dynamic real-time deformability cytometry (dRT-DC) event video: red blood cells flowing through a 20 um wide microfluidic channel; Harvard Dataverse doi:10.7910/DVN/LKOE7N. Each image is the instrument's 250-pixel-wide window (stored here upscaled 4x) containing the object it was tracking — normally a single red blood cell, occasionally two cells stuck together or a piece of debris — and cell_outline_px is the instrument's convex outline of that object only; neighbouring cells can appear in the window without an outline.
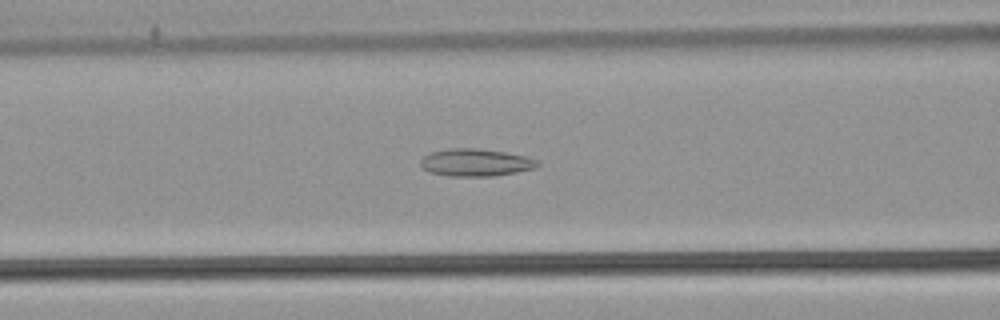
{"species": "common noctule bat (a hibernating species)", "species_latin": "Nyctalus noctula", "temperature_condition": "warm", "stored_images_in_passage": 54, "camera_frame_rate_fps": 3000, "um_per_image_px": 0.085, "animal": {"sex": "male", "body_mass_g": 21.5, "forearm_length_mm": 52.0}, "frame": {"image": 1, "passage_image": 23, "time_ms": 7.333, "image_size_px": [1000, 320], "cell_outline_px": [[540, 164], [536, 168], [516, 172], [492, 176], [448, 176], [428, 172], [420, 164], [420, 160], [424, 156], [432, 152], [448, 148], [476, 148], [504, 152], [528, 156], [540, 160]], "centroid_in_image_um": [40.46, 13.81], "position_along_channel_um": 126.1, "area_um2": 18.84}}
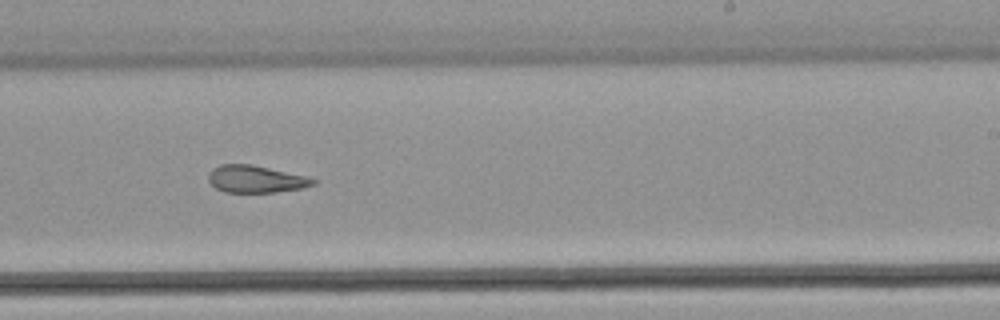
{"frame": {"image": 2, "passage_image": 34, "time_ms": 11.0, "image_size_px": [1000, 320], "cell_outline_px": [[316, 184], [300, 188], [276, 192], [224, 192], [216, 188], [208, 180], [208, 176], [212, 168], [220, 164], [248, 164], [268, 168], [304, 176], [316, 180]], "centroid_in_image_um": [21.69, 15.22], "position_along_channel_um": 267.3, "area_um2": 16.3}}
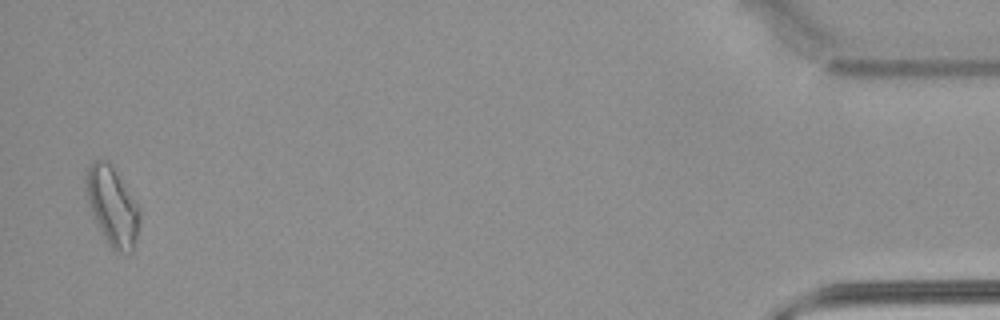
{"frame": {"image": 3, "passage_image": 53, "time_ms": 17.333, "image_size_px": [1000, 320], "cell_outline_px": [[140, 220], [132, 252], [112, 252], [104, 240], [92, 212], [88, 200], [84, 180], [84, 176], [92, 160], [108, 160], [112, 164], [140, 208]], "centroid_in_image_um": [9.54, 17.52], "position_along_channel_um": 425.7, "area_um2": 24.8}, "authors_computed_cell_mechanics": {"area_um2": 20.3167, "velocity_mm_per_s": 3.8568, "shape_relaxation_time_tau1_ms": null, "shape_relaxation_time_tau2_ms": 2.9519, "deformation_change_tau1": null, "deformation_change_tau2": 0.1172}}